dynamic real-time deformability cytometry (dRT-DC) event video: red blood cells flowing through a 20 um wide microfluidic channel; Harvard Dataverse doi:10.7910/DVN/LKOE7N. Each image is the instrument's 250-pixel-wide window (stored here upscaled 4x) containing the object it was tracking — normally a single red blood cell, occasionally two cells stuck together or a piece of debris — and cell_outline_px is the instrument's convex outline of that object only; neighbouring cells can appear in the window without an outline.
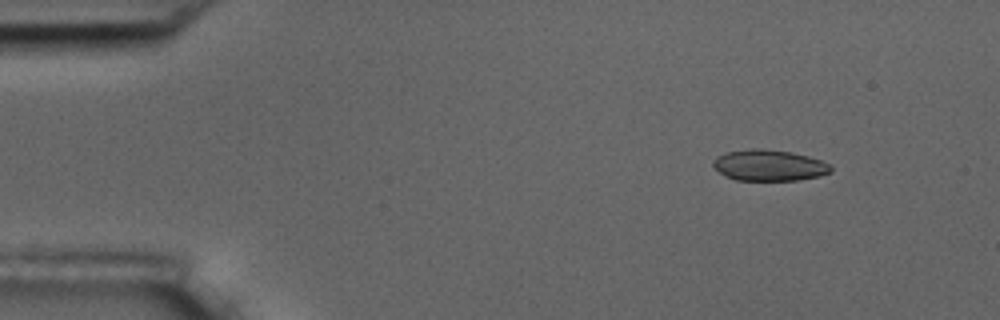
{"species": "common noctule bat (a hibernating species)", "species_latin": "Nyctalus noctula", "temperature_condition": "room temperature", "stored_images_in_passage": 6, "segment_of_instrument_passage": [1, 2], "camera_frame_rate_fps": 3000, "um_per_image_px": 0.085, "animal": {"sex": "male", "body_mass_g": 17.5, "forearm_length_mm": 52.3}, "frame": {"image": 1, "passage_image": 2, "time_ms": 1.0, "image_size_px": [1000, 320], "cell_outline_px": [[832, 172], [820, 176], [796, 180], [736, 180], [724, 176], [712, 164], [712, 160], [716, 156], [724, 152], [752, 148], [764, 148], [792, 152], [808, 156], [820, 160], [828, 164], [832, 168]], "centroid_in_image_um": [65.34, 14.04], "position_along_channel_um": 19.7, "area_um2": 21.5}}